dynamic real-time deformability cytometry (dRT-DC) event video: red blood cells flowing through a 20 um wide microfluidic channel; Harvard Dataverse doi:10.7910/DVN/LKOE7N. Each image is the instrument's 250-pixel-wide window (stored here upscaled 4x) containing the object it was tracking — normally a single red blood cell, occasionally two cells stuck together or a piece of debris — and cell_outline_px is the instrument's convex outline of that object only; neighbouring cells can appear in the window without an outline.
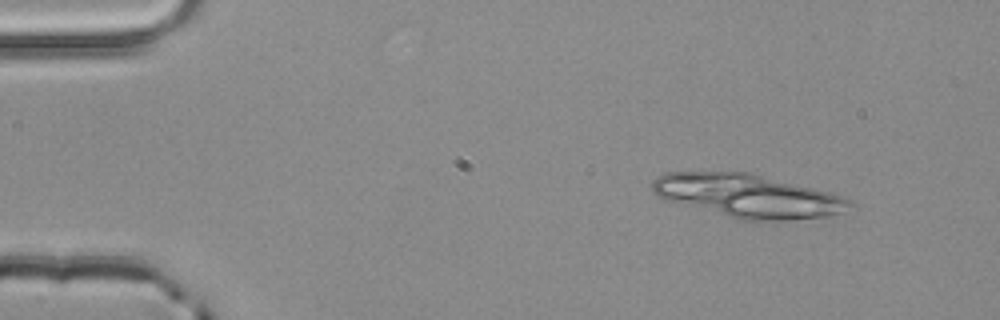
{"species": "common noctule bat (a hibernating species)", "species_latin": "Nyctalus noctula", "temperature_condition": "room temperature", "stored_images_in_passage": 4, "camera_frame_rate_fps": 3000, "um_per_image_px": 0.085, "animal": {"sex": "male", "body_mass_g": 20.4}, "frame": {"image": 1, "passage_image": 4, "time_ms": 1.0, "image_size_px": [1000, 320], "cell_outline_px": [[856, 204], [840, 212], [828, 216], [788, 220], [736, 220], [664, 200], [652, 192], [652, 180], [656, 176], [664, 172], [748, 172], [832, 192], [844, 196], [852, 200]], "centroid_in_image_um": [63.54, 16.65], "position_along_channel_um": 21.5, "area_um2": 50.34}}